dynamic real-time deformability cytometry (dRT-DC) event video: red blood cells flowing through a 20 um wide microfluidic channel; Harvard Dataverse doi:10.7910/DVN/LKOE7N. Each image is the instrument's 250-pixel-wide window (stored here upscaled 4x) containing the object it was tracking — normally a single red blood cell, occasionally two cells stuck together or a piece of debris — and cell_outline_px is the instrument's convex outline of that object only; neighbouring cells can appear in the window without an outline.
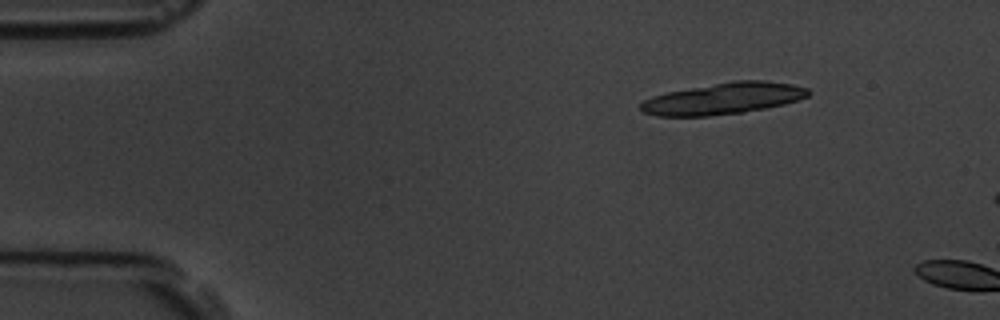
{"species": "common noctule bat (a hibernating species)", "species_latin": "Nyctalus noctula", "temperature_condition": "room temperature", "stored_images_in_passage": 3, "camera_frame_rate_fps": 3000, "um_per_image_px": 0.085, "animal": {"sex": "male", "body_mass_g": 19.5, "forearm_length_mm": 54.6}, "frame": {"image": 1, "passage_image": 2, "time_ms": 1.0, "image_size_px": [1000, 320], "cell_outline_px": [[812, 92], [808, 96], [784, 104], [744, 112], [708, 116], [656, 116], [644, 112], [640, 108], [640, 104], [644, 100], [652, 96], [668, 92], [732, 80], [764, 80], [792, 84], [808, 88]], "centroid_in_image_um": [61.5, 8.37], "position_along_channel_um": 23.5, "area_um2": 30.69}}